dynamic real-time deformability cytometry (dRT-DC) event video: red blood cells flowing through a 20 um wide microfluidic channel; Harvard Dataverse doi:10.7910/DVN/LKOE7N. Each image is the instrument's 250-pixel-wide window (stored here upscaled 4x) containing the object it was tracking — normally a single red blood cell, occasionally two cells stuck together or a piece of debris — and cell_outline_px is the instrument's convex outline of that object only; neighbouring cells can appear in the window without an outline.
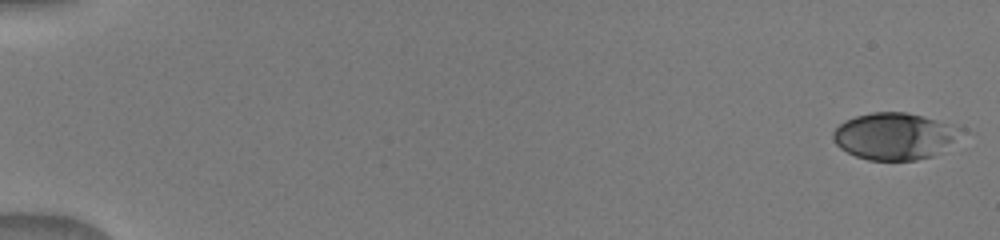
{"species": "human", "species_latin": "Homo sapiens", "temperature_condition": "warm", "stored_images_in_passage": 23, "camera_frame_rate_fps": 3000, "um_per_image_px": 0.085, "donor": {"sex": "male"}, "frame": {"image": 1, "passage_image": 1, "time_ms": 0.0, "image_size_px": [1000, 240], "cell_outline_px": [[956, 132], [952, 140], [932, 156], [916, 160], [868, 160], [856, 156], [840, 148], [836, 144], [832, 136], [832, 132], [844, 120], [856, 116], [872, 112], [904, 112], [920, 116], [944, 124], [952, 128]], "centroid_in_image_um": [75.82, 11.59], "position_along_channel_um": 9.2, "area_um2": 33.35}}
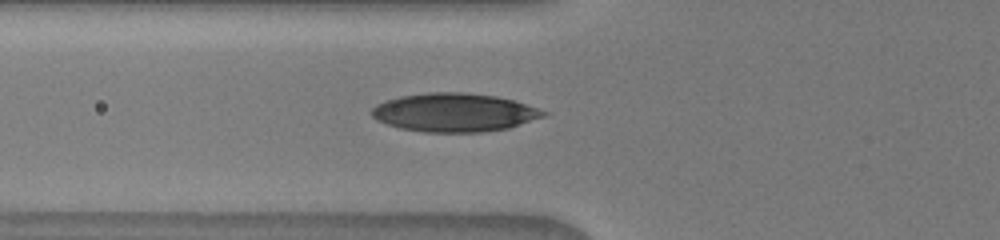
{"frame": {"image": 2, "passage_image": 12, "time_ms": 6.333, "image_size_px": [1000, 240], "cell_outline_px": [[548, 112], [544, 116], [508, 128], [484, 132], [424, 132], [400, 128], [376, 120], [368, 112], [376, 104], [384, 100], [400, 96], [428, 92], [468, 92], [496, 96], [516, 100]], "centroid_in_image_um": [38.58, 9.55], "position_along_channel_um": 87.2, "area_um2": 38.78}}
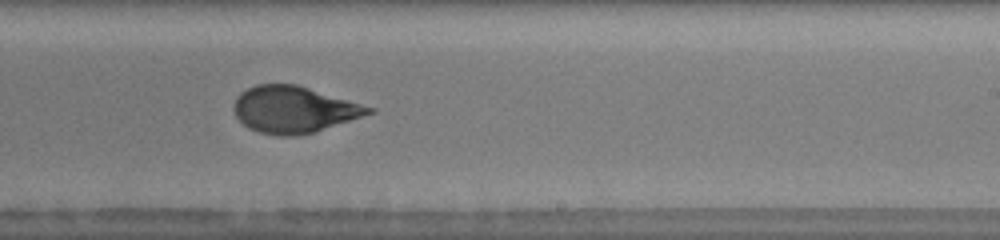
{"frame": {"image": 3, "passage_image": 20, "time_ms": 10.667, "image_size_px": [1000, 240], "cell_outline_px": [[376, 112], [316, 132], [292, 136], [280, 136], [260, 132], [248, 128], [236, 116], [232, 108], [232, 104], [236, 96], [240, 92], [256, 84], [296, 84], [376, 108]], "centroid_in_image_um": [24.98, 9.31], "position_along_channel_um": 264.0, "area_um2": 36.82}}